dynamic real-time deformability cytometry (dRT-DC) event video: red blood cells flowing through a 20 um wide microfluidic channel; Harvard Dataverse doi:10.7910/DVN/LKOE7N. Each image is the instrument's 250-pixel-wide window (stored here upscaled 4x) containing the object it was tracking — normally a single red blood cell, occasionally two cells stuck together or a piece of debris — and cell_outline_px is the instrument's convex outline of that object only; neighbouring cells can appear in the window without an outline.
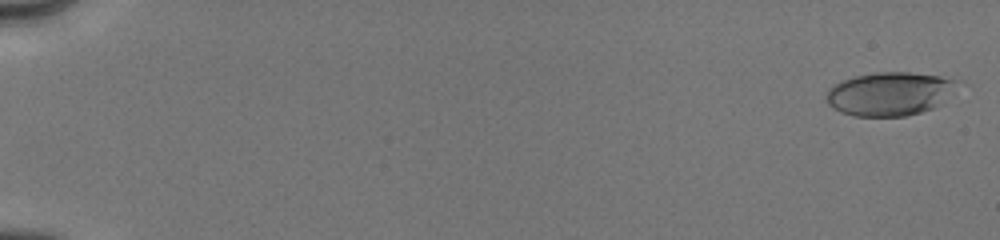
{"species": "human", "species_latin": "Homo sapiens", "temperature_condition": "cold", "stored_images_in_passage": 85, "camera_frame_rate_fps": 3000, "um_per_image_px": 0.085, "donor": {"sex": "male"}, "frame": {"image": 1, "passage_image": 1, "time_ms": 0.0, "image_size_px": [1000, 240], "cell_outline_px": [[972, 84], [936, 108], [904, 116], [852, 116], [840, 112], [832, 108], [828, 104], [828, 88], [840, 80], [856, 76], [876, 72], [908, 72], [940, 76], [964, 80]], "centroid_in_image_um": [75.86, 7.95], "position_along_channel_um": 9.1, "area_um2": 34.74}}
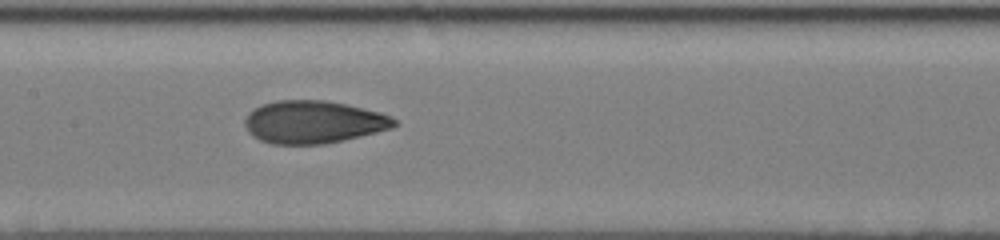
{"frame": {"image": 2, "passage_image": 44, "time_ms": 9.0, "image_size_px": [1000, 240], "cell_outline_px": [[400, 124], [392, 128], [376, 132], [324, 144], [272, 144], [260, 140], [252, 136], [248, 132], [244, 124], [244, 120], [248, 112], [264, 104], [276, 100], [324, 100], [344, 104], [380, 112], [392, 116]], "centroid_in_image_um": [26.63, 10.37], "position_along_channel_um": 180.8, "area_um2": 37.11}}
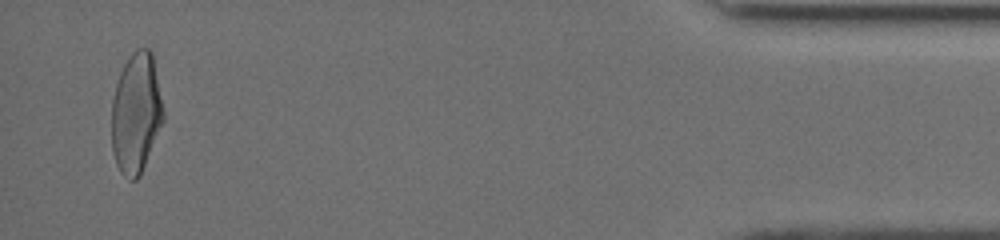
{"frame": {"image": 3, "passage_image": 84, "time_ms": 16.667, "image_size_px": [1000, 240], "cell_outline_px": [[164, 120], [140, 176], [136, 180], [128, 180], [120, 172], [116, 164], [112, 152], [112, 100], [116, 84], [120, 72], [128, 56], [136, 48], [148, 48], [152, 52], [164, 112]], "centroid_in_image_um": [11.56, 9.63], "position_along_channel_um": 423.6, "area_um2": 36.47}, "authors_computed_cell_mechanics": {"area_um2": 35.7782, "velocity_mm_per_s": 4.0372, "shape_relaxation_time_tau1_ms": 4.6621, "shape_relaxation_time_tau2_ms": 1.3343, "deformation_change_tau1": 0.1999, "deformation_change_tau2": 0.0709}}